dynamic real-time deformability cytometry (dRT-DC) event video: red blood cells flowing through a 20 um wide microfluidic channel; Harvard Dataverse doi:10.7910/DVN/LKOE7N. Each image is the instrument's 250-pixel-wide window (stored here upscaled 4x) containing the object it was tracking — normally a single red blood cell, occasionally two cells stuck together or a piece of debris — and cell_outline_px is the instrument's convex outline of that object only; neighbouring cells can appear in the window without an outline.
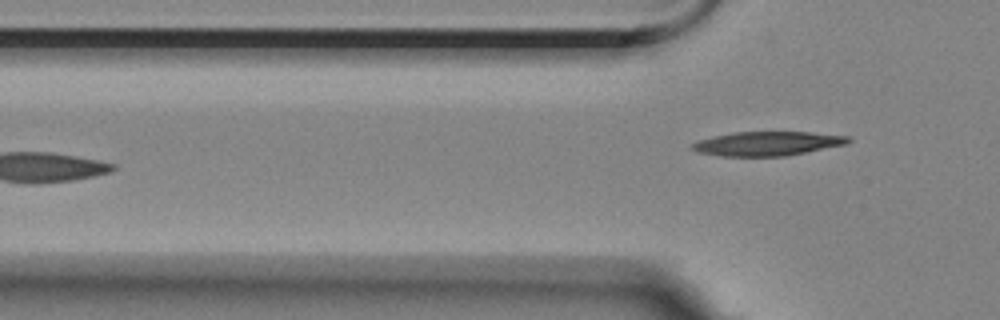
{"species": "Egyptian fruit bat (a non-hibernating species)", "species_latin": "Rousettus aegyptiacus", "temperature_condition": "room temperature", "stored_images_in_passage": 6, "camera_frame_rate_fps": 3000, "um_per_image_px": 0.085, "animal": {"sex": "female"}, "frame": {"image": 1, "passage_image": 6, "time_ms": 7.0, "image_size_px": [1000, 320], "cell_outline_px": [[852, 140], [848, 144], [784, 156], [720, 156], [696, 152], [688, 148], [692, 144], [700, 140], [712, 136], [732, 132], [812, 132], [848, 136]], "centroid_in_image_um": [65.2, 12.2], "position_along_channel_um": 60.6, "area_um2": 22.08}}